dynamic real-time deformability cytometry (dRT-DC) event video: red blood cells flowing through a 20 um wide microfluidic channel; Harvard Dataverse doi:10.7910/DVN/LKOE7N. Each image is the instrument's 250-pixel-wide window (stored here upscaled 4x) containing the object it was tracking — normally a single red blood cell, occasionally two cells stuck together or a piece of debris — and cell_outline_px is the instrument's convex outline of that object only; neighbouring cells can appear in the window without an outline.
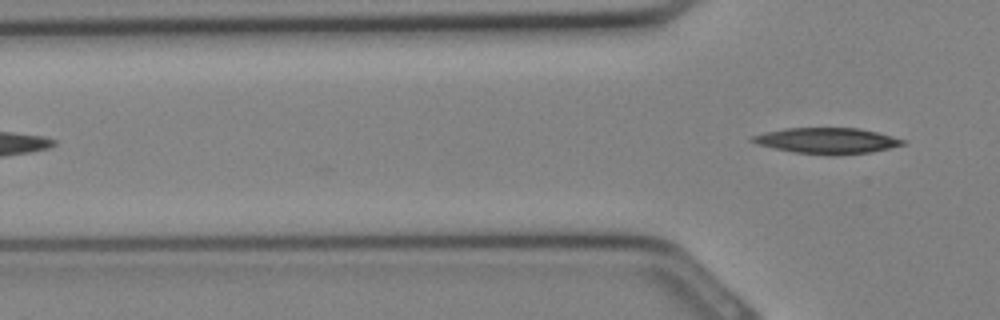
{"species": "Egyptian fruit bat (a non-hibernating species)", "species_latin": "Rousettus aegyptiacus", "temperature_condition": "cold", "stored_images_in_passage": 3, "camera_frame_rate_fps": 3000, "um_per_image_px": 0.085, "animal": {"sex": "female"}, "frame": {"image": 1, "passage_image": 3, "time_ms": 0.667, "image_size_px": [1000, 320], "cell_outline_px": [[908, 144], [872, 152], [796, 152], [776, 148], [760, 144], [748, 140], [752, 136], [764, 132], [784, 128], [860, 128], [908, 140]], "centroid_in_image_um": [70.35, 11.91], "position_along_channel_um": 55.5, "area_um2": 21.68}}